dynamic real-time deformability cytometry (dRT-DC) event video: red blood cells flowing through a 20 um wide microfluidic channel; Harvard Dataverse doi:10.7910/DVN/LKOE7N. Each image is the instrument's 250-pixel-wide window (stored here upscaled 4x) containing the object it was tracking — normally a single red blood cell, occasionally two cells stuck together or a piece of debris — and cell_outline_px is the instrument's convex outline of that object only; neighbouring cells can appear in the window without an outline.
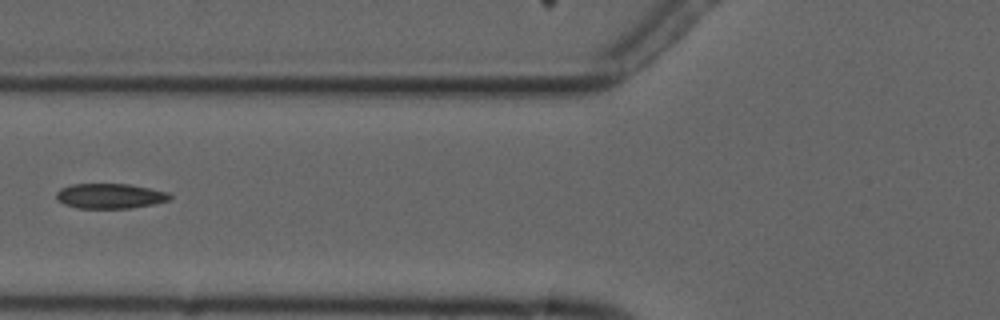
{"species": "common noctule bat (a hibernating species)", "species_latin": "Nyctalus noctula", "temperature_condition": "cold", "stored_images_in_passage": 7, "camera_frame_rate_fps": 3000, "um_per_image_px": 0.085, "animal": {"sex": "male", "forearm_length_mm": 52.5}, "frame": {"image": 1, "passage_image": 6, "time_ms": 7.0, "image_size_px": [1000, 320], "cell_outline_px": [[172, 196], [168, 200], [152, 204], [128, 208], [76, 208], [64, 204], [56, 200], [56, 192], [60, 188], [72, 184], [132, 184], [168, 192]], "centroid_in_image_um": [9.31, 16.65], "position_along_channel_um": 116.5, "area_um2": 16.59}}
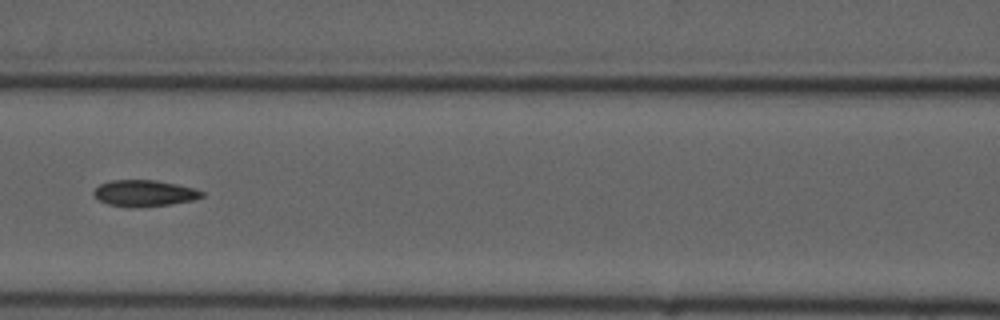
{"frame": {"image": 2, "passage_image": 7, "time_ms": 8.0, "image_size_px": [1000, 320], "cell_outline_px": [[204, 196], [192, 200], [168, 204], [132, 208], [128, 208], [108, 204], [100, 200], [92, 192], [100, 184], [112, 180], [156, 180], [196, 188], [204, 192]], "centroid_in_image_um": [12.27, 16.42], "position_along_channel_um": 154.3, "area_um2": 16.53}}